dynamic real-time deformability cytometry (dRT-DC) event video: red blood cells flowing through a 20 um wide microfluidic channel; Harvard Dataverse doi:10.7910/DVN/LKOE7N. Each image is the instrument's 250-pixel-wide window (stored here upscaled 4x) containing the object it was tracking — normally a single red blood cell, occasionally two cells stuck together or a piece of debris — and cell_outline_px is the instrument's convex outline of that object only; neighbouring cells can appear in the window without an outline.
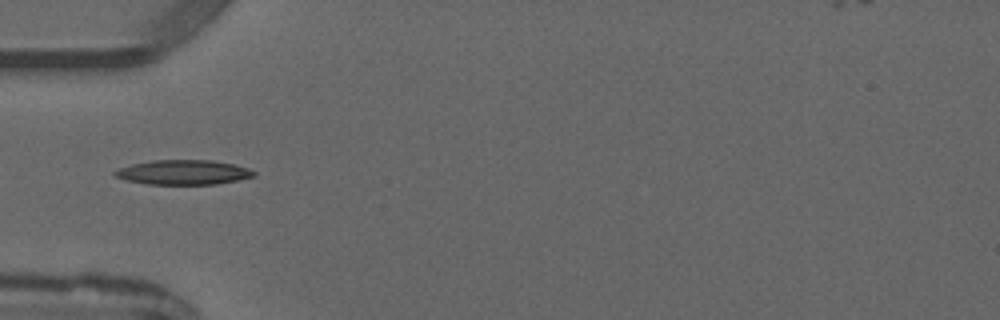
{"species": "common noctule bat (a hibernating species)", "species_latin": "Nyctalus noctula", "temperature_condition": "warm", "stored_images_in_passage": 6, "camera_frame_rate_fps": 3000, "um_per_image_px": 0.085, "animal": {"sex": "male", "forearm_length_mm": 52.5}, "frame": {"image": 1, "passage_image": 5, "time_ms": 5.667, "image_size_px": [1000, 320], "cell_outline_px": [[256, 172], [252, 176], [236, 180], [216, 184], [148, 184], [124, 180], [116, 176], [112, 172], [120, 168], [132, 164], [156, 160], [212, 160], [232, 164], [248, 168]], "centroid_in_image_um": [15.55, 14.64], "position_along_channel_um": 69.4, "area_um2": 19.71}}
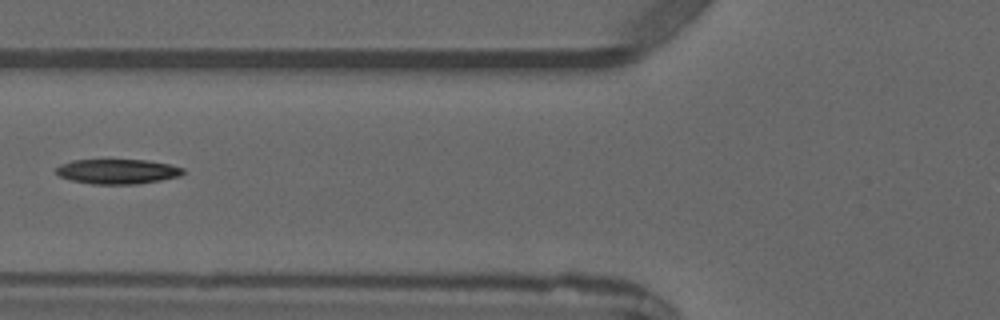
{"frame": {"image": 2, "passage_image": 6, "time_ms": 6.667, "image_size_px": [1000, 320], "cell_outline_px": [[184, 172], [180, 176], [160, 180], [136, 184], [92, 184], [72, 180], [60, 176], [56, 172], [56, 168], [60, 164], [72, 160], [148, 160], [168, 164], [184, 168]], "centroid_in_image_um": [9.99, 14.57], "position_along_channel_um": 115.8, "area_um2": 18.26}}